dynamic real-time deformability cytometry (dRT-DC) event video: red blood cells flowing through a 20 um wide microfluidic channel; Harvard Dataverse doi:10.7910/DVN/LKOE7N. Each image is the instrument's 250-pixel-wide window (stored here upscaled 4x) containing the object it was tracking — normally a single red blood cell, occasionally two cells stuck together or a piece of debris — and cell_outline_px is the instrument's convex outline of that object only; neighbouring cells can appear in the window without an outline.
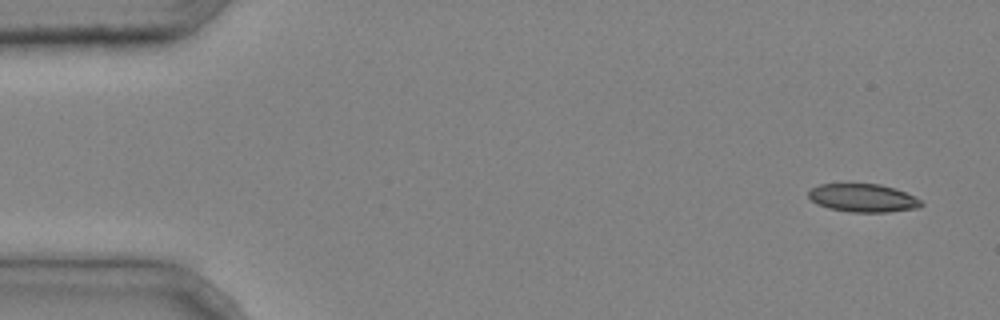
{"species": "common noctule bat (a hibernating species)", "species_latin": "Nyctalus noctula", "temperature_condition": "cold", "stored_images_in_passage": 5, "camera_frame_rate_fps": 3000, "um_per_image_px": 0.085, "animal": {"sex": "male", "body_mass_g": 20.4}, "frame": {"image": 1, "passage_image": 1, "time_ms": 0.0, "image_size_px": [1000, 320], "cell_outline_px": [[924, 204], [920, 208], [888, 212], [848, 212], [828, 208], [816, 204], [808, 196], [808, 192], [812, 188], [820, 184], [880, 184], [916, 196]], "centroid_in_image_um": [73.36, 16.84], "position_along_channel_um": 11.6, "area_um2": 18.55}}